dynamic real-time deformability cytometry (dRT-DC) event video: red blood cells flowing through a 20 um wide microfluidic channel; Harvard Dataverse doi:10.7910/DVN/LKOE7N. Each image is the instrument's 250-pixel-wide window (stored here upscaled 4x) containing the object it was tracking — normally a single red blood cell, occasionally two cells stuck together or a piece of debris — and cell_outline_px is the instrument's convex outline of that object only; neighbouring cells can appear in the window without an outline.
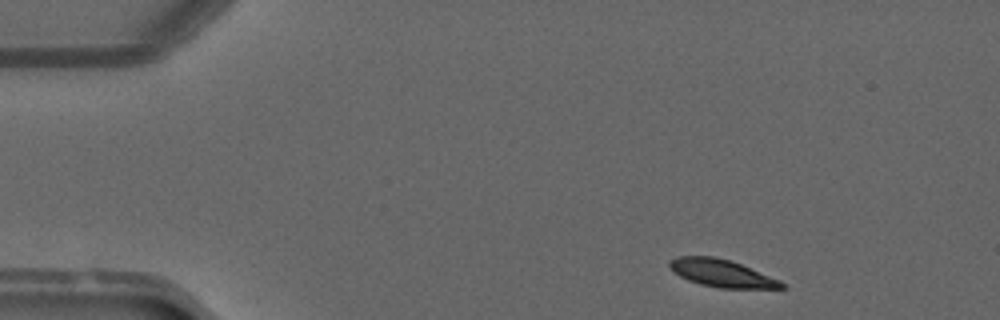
{"species": "common noctule bat (a hibernating species)", "species_latin": "Nyctalus noctula", "temperature_condition": "warm", "stored_images_in_passage": 44, "camera_frame_rate_fps": 3000, "um_per_image_px": 0.085, "animal": {"sex": "male", "forearm_length_mm": 52.5}, "frame": {"image": 1, "passage_image": 1, "time_ms": 0.0, "image_size_px": [1000, 320], "cell_outline_px": [[788, 288], [720, 288], [700, 284], [688, 280], [672, 272], [668, 268], [668, 260], [676, 256], [716, 256], [740, 264], [780, 280]], "centroid_in_image_um": [61.27, 23.21], "position_along_channel_um": 23.7, "area_um2": 17.98}}
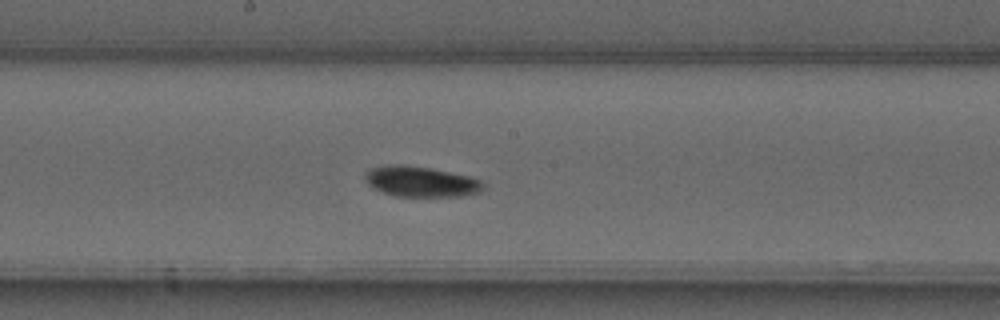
{"frame": {"image": 2, "passage_image": 21, "time_ms": 6.667, "image_size_px": [1000, 320], "cell_outline_px": [[484, 188], [480, 192], [460, 196], [396, 196], [372, 188], [368, 184], [364, 176], [364, 172], [368, 168], [388, 164], [400, 164], [432, 168], [468, 176], [480, 180], [484, 184]], "centroid_in_image_um": [35.73, 15.42], "position_along_channel_um": 212.5, "area_um2": 21.1}}
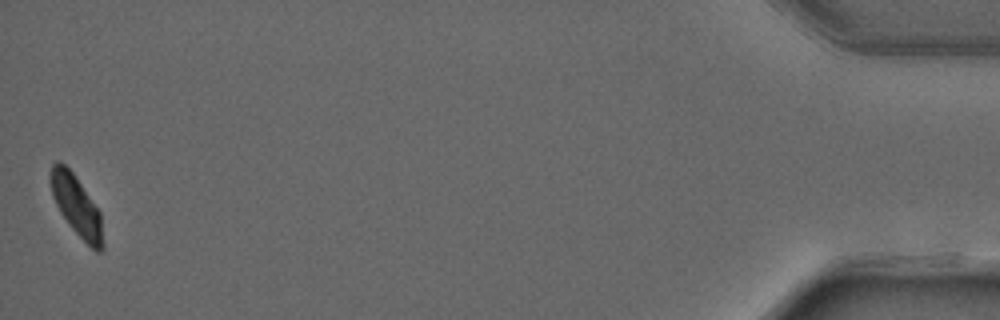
{"frame": {"image": 3, "passage_image": 44, "time_ms": 14.333, "image_size_px": [1000, 320], "cell_outline_px": [[104, 248], [100, 252], [96, 252], [72, 228], [60, 212], [52, 196], [48, 180], [48, 176], [52, 164], [56, 160], [60, 160], [72, 172], [100, 212], [104, 244]], "centroid_in_image_um": [6.47, 17.46], "position_along_channel_um": 428.7, "area_um2": 18.38}, "authors_computed_cell_mechanics": {"area_um2": 19.7676, "velocity_mm_per_s": 4.0648, "shape_relaxation_time_tau1_ms": 6.1432, "shape_relaxation_time_tau2_ms": 2.8711, "deformation_change_tau1": 0.195, "deformation_change_tau2": 0.0318}}